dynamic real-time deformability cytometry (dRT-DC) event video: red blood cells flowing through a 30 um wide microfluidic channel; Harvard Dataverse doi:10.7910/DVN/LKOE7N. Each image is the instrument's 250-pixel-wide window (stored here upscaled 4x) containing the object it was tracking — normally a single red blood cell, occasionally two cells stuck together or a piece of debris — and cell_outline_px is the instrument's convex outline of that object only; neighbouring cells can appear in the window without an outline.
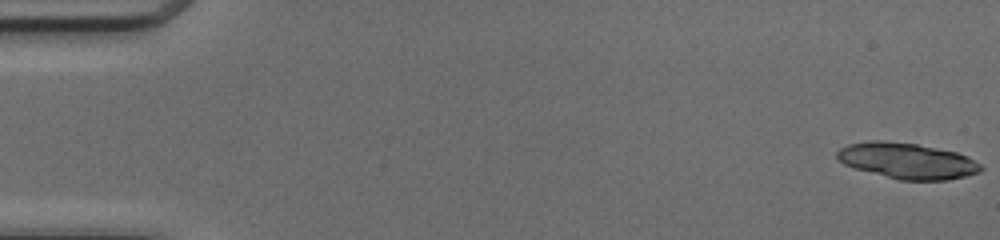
{"species": "common noctule bat (a hibernating species)", "species_latin": "Nyctalus noctula", "temperature_condition": "cold", "stored_images_in_passage": 38, "camera_frame_rate_fps": 3000, "um_per_image_px": 0.085, "animal": {"sex": "female", "body_mass_g": 17.0, "forearm_length_mm": 48.0}, "frame": {"image": 1, "passage_image": 1, "time_ms": 0.0, "image_size_px": [1000, 240], "cell_outline_px": [[984, 168], [980, 172], [948, 180], [900, 180], [856, 168], [844, 164], [836, 156], [836, 152], [840, 148], [848, 144], [868, 140], [884, 140], [916, 144], [956, 152], [968, 156], [980, 164]], "centroid_in_image_um": [77.12, 13.66], "position_along_channel_um": 7.9, "area_um2": 29.88}}
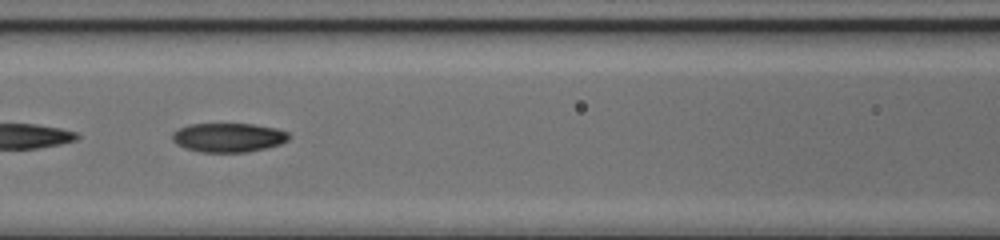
{"frame": {"image": 2, "passage_image": 23, "time_ms": 7.333, "image_size_px": [1000, 240], "cell_outline_px": [[292, 136], [288, 140], [280, 144], [248, 152], [200, 152], [184, 148], [176, 144], [172, 140], [172, 132], [188, 124], [252, 124], [276, 128], [288, 132]], "centroid_in_image_um": [19.4, 11.69], "position_along_channel_um": 147.2, "area_um2": 19.88}}